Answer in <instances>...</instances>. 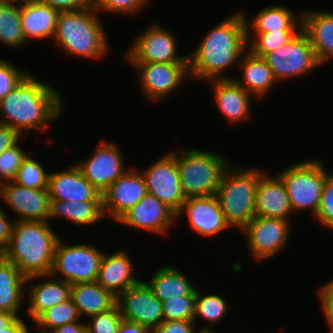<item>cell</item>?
<instances>
[{"label":"cell","instance_id":"obj_54","mask_svg":"<svg viewBox=\"0 0 333 333\" xmlns=\"http://www.w3.org/2000/svg\"><path fill=\"white\" fill-rule=\"evenodd\" d=\"M25 333H30L29 328H27V330H26ZM36 333H50V332H45V331H42V330H37Z\"/></svg>","mask_w":333,"mask_h":333},{"label":"cell","instance_id":"obj_31","mask_svg":"<svg viewBox=\"0 0 333 333\" xmlns=\"http://www.w3.org/2000/svg\"><path fill=\"white\" fill-rule=\"evenodd\" d=\"M144 282L161 302L170 297L196 295L197 288L174 265L162 266L151 275L149 281Z\"/></svg>","mask_w":333,"mask_h":333},{"label":"cell","instance_id":"obj_16","mask_svg":"<svg viewBox=\"0 0 333 333\" xmlns=\"http://www.w3.org/2000/svg\"><path fill=\"white\" fill-rule=\"evenodd\" d=\"M0 199L17 213L14 221L49 222L51 198L48 189H28L13 181L7 182L0 185Z\"/></svg>","mask_w":333,"mask_h":333},{"label":"cell","instance_id":"obj_4","mask_svg":"<svg viewBox=\"0 0 333 333\" xmlns=\"http://www.w3.org/2000/svg\"><path fill=\"white\" fill-rule=\"evenodd\" d=\"M106 35L96 7L91 6L59 12L53 40L71 56L99 60L110 48Z\"/></svg>","mask_w":333,"mask_h":333},{"label":"cell","instance_id":"obj_37","mask_svg":"<svg viewBox=\"0 0 333 333\" xmlns=\"http://www.w3.org/2000/svg\"><path fill=\"white\" fill-rule=\"evenodd\" d=\"M13 182L28 189H48L49 172L38 160L27 155Z\"/></svg>","mask_w":333,"mask_h":333},{"label":"cell","instance_id":"obj_22","mask_svg":"<svg viewBox=\"0 0 333 333\" xmlns=\"http://www.w3.org/2000/svg\"><path fill=\"white\" fill-rule=\"evenodd\" d=\"M38 279H45V281L40 282L39 280V283L26 286L30 300L27 315L33 322L47 309L70 299L71 295V284L55 278L51 274L29 276L26 285L28 282Z\"/></svg>","mask_w":333,"mask_h":333},{"label":"cell","instance_id":"obj_30","mask_svg":"<svg viewBox=\"0 0 333 333\" xmlns=\"http://www.w3.org/2000/svg\"><path fill=\"white\" fill-rule=\"evenodd\" d=\"M70 298L81 318L106 312L112 309L117 302V297L96 281L71 285Z\"/></svg>","mask_w":333,"mask_h":333},{"label":"cell","instance_id":"obj_17","mask_svg":"<svg viewBox=\"0 0 333 333\" xmlns=\"http://www.w3.org/2000/svg\"><path fill=\"white\" fill-rule=\"evenodd\" d=\"M146 194L147 187L140 171L128 169L102 194L104 216L117 221Z\"/></svg>","mask_w":333,"mask_h":333},{"label":"cell","instance_id":"obj_26","mask_svg":"<svg viewBox=\"0 0 333 333\" xmlns=\"http://www.w3.org/2000/svg\"><path fill=\"white\" fill-rule=\"evenodd\" d=\"M302 29L306 32L321 65L333 59L332 12L326 9L302 11Z\"/></svg>","mask_w":333,"mask_h":333},{"label":"cell","instance_id":"obj_7","mask_svg":"<svg viewBox=\"0 0 333 333\" xmlns=\"http://www.w3.org/2000/svg\"><path fill=\"white\" fill-rule=\"evenodd\" d=\"M327 173L320 158L296 162L277 173L285 184L294 213L307 209L313 217L316 215Z\"/></svg>","mask_w":333,"mask_h":333},{"label":"cell","instance_id":"obj_8","mask_svg":"<svg viewBox=\"0 0 333 333\" xmlns=\"http://www.w3.org/2000/svg\"><path fill=\"white\" fill-rule=\"evenodd\" d=\"M62 240L55 246L50 274L71 285L95 282L104 251L88 243L66 245Z\"/></svg>","mask_w":333,"mask_h":333},{"label":"cell","instance_id":"obj_21","mask_svg":"<svg viewBox=\"0 0 333 333\" xmlns=\"http://www.w3.org/2000/svg\"><path fill=\"white\" fill-rule=\"evenodd\" d=\"M294 213L281 178L264 173L257 184L255 194V216L291 220Z\"/></svg>","mask_w":333,"mask_h":333},{"label":"cell","instance_id":"obj_2","mask_svg":"<svg viewBox=\"0 0 333 333\" xmlns=\"http://www.w3.org/2000/svg\"><path fill=\"white\" fill-rule=\"evenodd\" d=\"M62 98L56 87L29 73L0 100V124L11 127L21 135L25 133V137L33 131H46L62 116Z\"/></svg>","mask_w":333,"mask_h":333},{"label":"cell","instance_id":"obj_40","mask_svg":"<svg viewBox=\"0 0 333 333\" xmlns=\"http://www.w3.org/2000/svg\"><path fill=\"white\" fill-rule=\"evenodd\" d=\"M87 333H118L123 317L116 304L112 309L88 317Z\"/></svg>","mask_w":333,"mask_h":333},{"label":"cell","instance_id":"obj_43","mask_svg":"<svg viewBox=\"0 0 333 333\" xmlns=\"http://www.w3.org/2000/svg\"><path fill=\"white\" fill-rule=\"evenodd\" d=\"M30 72L0 58V100L5 98Z\"/></svg>","mask_w":333,"mask_h":333},{"label":"cell","instance_id":"obj_42","mask_svg":"<svg viewBox=\"0 0 333 333\" xmlns=\"http://www.w3.org/2000/svg\"><path fill=\"white\" fill-rule=\"evenodd\" d=\"M149 0H95L96 10L114 14H139Z\"/></svg>","mask_w":333,"mask_h":333},{"label":"cell","instance_id":"obj_47","mask_svg":"<svg viewBox=\"0 0 333 333\" xmlns=\"http://www.w3.org/2000/svg\"><path fill=\"white\" fill-rule=\"evenodd\" d=\"M18 131L11 127L0 124V155L6 150L16 145L22 138Z\"/></svg>","mask_w":333,"mask_h":333},{"label":"cell","instance_id":"obj_38","mask_svg":"<svg viewBox=\"0 0 333 333\" xmlns=\"http://www.w3.org/2000/svg\"><path fill=\"white\" fill-rule=\"evenodd\" d=\"M196 295L170 297L162 302L164 320H193Z\"/></svg>","mask_w":333,"mask_h":333},{"label":"cell","instance_id":"obj_52","mask_svg":"<svg viewBox=\"0 0 333 333\" xmlns=\"http://www.w3.org/2000/svg\"><path fill=\"white\" fill-rule=\"evenodd\" d=\"M17 317L19 315L0 311V332L3 331V328L8 327Z\"/></svg>","mask_w":333,"mask_h":333},{"label":"cell","instance_id":"obj_13","mask_svg":"<svg viewBox=\"0 0 333 333\" xmlns=\"http://www.w3.org/2000/svg\"><path fill=\"white\" fill-rule=\"evenodd\" d=\"M141 174L147 187V193L154 195L176 213L186 198L182 192L174 153L167 152L146 167V170H141Z\"/></svg>","mask_w":333,"mask_h":333},{"label":"cell","instance_id":"obj_50","mask_svg":"<svg viewBox=\"0 0 333 333\" xmlns=\"http://www.w3.org/2000/svg\"><path fill=\"white\" fill-rule=\"evenodd\" d=\"M118 333H153L147 327L141 326L138 323L122 320Z\"/></svg>","mask_w":333,"mask_h":333},{"label":"cell","instance_id":"obj_3","mask_svg":"<svg viewBox=\"0 0 333 333\" xmlns=\"http://www.w3.org/2000/svg\"><path fill=\"white\" fill-rule=\"evenodd\" d=\"M44 221H15L7 247L0 254L25 276L50 274L60 236Z\"/></svg>","mask_w":333,"mask_h":333},{"label":"cell","instance_id":"obj_36","mask_svg":"<svg viewBox=\"0 0 333 333\" xmlns=\"http://www.w3.org/2000/svg\"><path fill=\"white\" fill-rule=\"evenodd\" d=\"M299 32L300 31H269L261 34H253V38H251V35L246 34L247 47L252 54L264 58L267 54L288 43Z\"/></svg>","mask_w":333,"mask_h":333},{"label":"cell","instance_id":"obj_44","mask_svg":"<svg viewBox=\"0 0 333 333\" xmlns=\"http://www.w3.org/2000/svg\"><path fill=\"white\" fill-rule=\"evenodd\" d=\"M318 298L321 302V308L324 318H326L329 328L333 327V279L327 284L321 286L318 290Z\"/></svg>","mask_w":333,"mask_h":333},{"label":"cell","instance_id":"obj_20","mask_svg":"<svg viewBox=\"0 0 333 333\" xmlns=\"http://www.w3.org/2000/svg\"><path fill=\"white\" fill-rule=\"evenodd\" d=\"M48 191L51 200L64 202L102 201V194L73 165L61 171H49Z\"/></svg>","mask_w":333,"mask_h":333},{"label":"cell","instance_id":"obj_5","mask_svg":"<svg viewBox=\"0 0 333 333\" xmlns=\"http://www.w3.org/2000/svg\"><path fill=\"white\" fill-rule=\"evenodd\" d=\"M234 166L225 170L216 196L228 224L241 231L255 217L256 187L265 171Z\"/></svg>","mask_w":333,"mask_h":333},{"label":"cell","instance_id":"obj_9","mask_svg":"<svg viewBox=\"0 0 333 333\" xmlns=\"http://www.w3.org/2000/svg\"><path fill=\"white\" fill-rule=\"evenodd\" d=\"M264 59L279 83L298 76L301 78L321 65L303 29L288 43L267 54Z\"/></svg>","mask_w":333,"mask_h":333},{"label":"cell","instance_id":"obj_34","mask_svg":"<svg viewBox=\"0 0 333 333\" xmlns=\"http://www.w3.org/2000/svg\"><path fill=\"white\" fill-rule=\"evenodd\" d=\"M229 307L227 300L222 296L217 294L202 295L200 291L196 289L195 316L193 321L196 323L197 319H202V321L208 323L200 330H213L211 329V325L214 326L222 321V319L227 316Z\"/></svg>","mask_w":333,"mask_h":333},{"label":"cell","instance_id":"obj_48","mask_svg":"<svg viewBox=\"0 0 333 333\" xmlns=\"http://www.w3.org/2000/svg\"><path fill=\"white\" fill-rule=\"evenodd\" d=\"M3 207H0V254L2 251L7 247L13 225L15 221H10V218L7 217L6 213L1 209Z\"/></svg>","mask_w":333,"mask_h":333},{"label":"cell","instance_id":"obj_14","mask_svg":"<svg viewBox=\"0 0 333 333\" xmlns=\"http://www.w3.org/2000/svg\"><path fill=\"white\" fill-rule=\"evenodd\" d=\"M86 161L76 164L86 180L101 194L128 169L117 144L102 140Z\"/></svg>","mask_w":333,"mask_h":333},{"label":"cell","instance_id":"obj_45","mask_svg":"<svg viewBox=\"0 0 333 333\" xmlns=\"http://www.w3.org/2000/svg\"><path fill=\"white\" fill-rule=\"evenodd\" d=\"M193 320H164L153 333H198Z\"/></svg>","mask_w":333,"mask_h":333},{"label":"cell","instance_id":"obj_51","mask_svg":"<svg viewBox=\"0 0 333 333\" xmlns=\"http://www.w3.org/2000/svg\"><path fill=\"white\" fill-rule=\"evenodd\" d=\"M28 326L19 316L8 327L3 328L0 333H25Z\"/></svg>","mask_w":333,"mask_h":333},{"label":"cell","instance_id":"obj_10","mask_svg":"<svg viewBox=\"0 0 333 333\" xmlns=\"http://www.w3.org/2000/svg\"><path fill=\"white\" fill-rule=\"evenodd\" d=\"M143 31L125 52L129 63L188 62V56L178 55L176 35L158 21L151 22Z\"/></svg>","mask_w":333,"mask_h":333},{"label":"cell","instance_id":"obj_53","mask_svg":"<svg viewBox=\"0 0 333 333\" xmlns=\"http://www.w3.org/2000/svg\"><path fill=\"white\" fill-rule=\"evenodd\" d=\"M198 333H214L213 330H199Z\"/></svg>","mask_w":333,"mask_h":333},{"label":"cell","instance_id":"obj_24","mask_svg":"<svg viewBox=\"0 0 333 333\" xmlns=\"http://www.w3.org/2000/svg\"><path fill=\"white\" fill-rule=\"evenodd\" d=\"M209 82L214 93L213 99L226 120L235 124L251 118V98L254 96L249 94L234 79Z\"/></svg>","mask_w":333,"mask_h":333},{"label":"cell","instance_id":"obj_35","mask_svg":"<svg viewBox=\"0 0 333 333\" xmlns=\"http://www.w3.org/2000/svg\"><path fill=\"white\" fill-rule=\"evenodd\" d=\"M81 317L70 298L44 311L34 322L39 330L51 332L59 326L80 321Z\"/></svg>","mask_w":333,"mask_h":333},{"label":"cell","instance_id":"obj_46","mask_svg":"<svg viewBox=\"0 0 333 333\" xmlns=\"http://www.w3.org/2000/svg\"><path fill=\"white\" fill-rule=\"evenodd\" d=\"M59 12L77 11L95 6V0H42Z\"/></svg>","mask_w":333,"mask_h":333},{"label":"cell","instance_id":"obj_19","mask_svg":"<svg viewBox=\"0 0 333 333\" xmlns=\"http://www.w3.org/2000/svg\"><path fill=\"white\" fill-rule=\"evenodd\" d=\"M183 214L187 215L188 226L203 237H214L231 228L216 195L187 198L176 212L177 221Z\"/></svg>","mask_w":333,"mask_h":333},{"label":"cell","instance_id":"obj_27","mask_svg":"<svg viewBox=\"0 0 333 333\" xmlns=\"http://www.w3.org/2000/svg\"><path fill=\"white\" fill-rule=\"evenodd\" d=\"M238 65L242 73L240 77L233 76V79L254 98H264L277 82L266 60L249 50L244 52Z\"/></svg>","mask_w":333,"mask_h":333},{"label":"cell","instance_id":"obj_41","mask_svg":"<svg viewBox=\"0 0 333 333\" xmlns=\"http://www.w3.org/2000/svg\"><path fill=\"white\" fill-rule=\"evenodd\" d=\"M315 217L322 226L333 230V173L331 172L326 175L320 205Z\"/></svg>","mask_w":333,"mask_h":333},{"label":"cell","instance_id":"obj_32","mask_svg":"<svg viewBox=\"0 0 333 333\" xmlns=\"http://www.w3.org/2000/svg\"><path fill=\"white\" fill-rule=\"evenodd\" d=\"M62 217L68 219L76 226H92L97 222L102 221L104 216L103 202L102 201H61L51 200V212L49 222L51 219Z\"/></svg>","mask_w":333,"mask_h":333},{"label":"cell","instance_id":"obj_18","mask_svg":"<svg viewBox=\"0 0 333 333\" xmlns=\"http://www.w3.org/2000/svg\"><path fill=\"white\" fill-rule=\"evenodd\" d=\"M131 229L145 230L152 234H168L175 225L176 213L154 195L147 193L134 207L129 209L118 220Z\"/></svg>","mask_w":333,"mask_h":333},{"label":"cell","instance_id":"obj_28","mask_svg":"<svg viewBox=\"0 0 333 333\" xmlns=\"http://www.w3.org/2000/svg\"><path fill=\"white\" fill-rule=\"evenodd\" d=\"M295 13L285 7V5H272L260 9L259 12L248 20L243 12L246 23V34H261L269 31H301L302 13L295 17Z\"/></svg>","mask_w":333,"mask_h":333},{"label":"cell","instance_id":"obj_1","mask_svg":"<svg viewBox=\"0 0 333 333\" xmlns=\"http://www.w3.org/2000/svg\"><path fill=\"white\" fill-rule=\"evenodd\" d=\"M230 14L206 32L198 47L188 56L189 77L203 82L233 79L225 71L238 65L248 50L243 11ZM238 62V63H237Z\"/></svg>","mask_w":333,"mask_h":333},{"label":"cell","instance_id":"obj_15","mask_svg":"<svg viewBox=\"0 0 333 333\" xmlns=\"http://www.w3.org/2000/svg\"><path fill=\"white\" fill-rule=\"evenodd\" d=\"M116 304L124 320L138 323L152 332L164 321L162 302L142 280L121 293Z\"/></svg>","mask_w":333,"mask_h":333},{"label":"cell","instance_id":"obj_23","mask_svg":"<svg viewBox=\"0 0 333 333\" xmlns=\"http://www.w3.org/2000/svg\"><path fill=\"white\" fill-rule=\"evenodd\" d=\"M131 260L127 251L122 249L111 255L104 253L96 282L118 297L126 289L141 281L137 279V275L134 277V266Z\"/></svg>","mask_w":333,"mask_h":333},{"label":"cell","instance_id":"obj_25","mask_svg":"<svg viewBox=\"0 0 333 333\" xmlns=\"http://www.w3.org/2000/svg\"><path fill=\"white\" fill-rule=\"evenodd\" d=\"M59 11L42 0H20V17L26 41L53 38Z\"/></svg>","mask_w":333,"mask_h":333},{"label":"cell","instance_id":"obj_12","mask_svg":"<svg viewBox=\"0 0 333 333\" xmlns=\"http://www.w3.org/2000/svg\"><path fill=\"white\" fill-rule=\"evenodd\" d=\"M135 68L141 92L149 101L166 99L179 89V86L190 79L188 62L174 63H129ZM186 78V79H185Z\"/></svg>","mask_w":333,"mask_h":333},{"label":"cell","instance_id":"obj_39","mask_svg":"<svg viewBox=\"0 0 333 333\" xmlns=\"http://www.w3.org/2000/svg\"><path fill=\"white\" fill-rule=\"evenodd\" d=\"M19 141L16 145L9 149H6L0 155V185L7 182H12L17 174V171L22 164V161L27 157V153L24 152L22 146L19 145Z\"/></svg>","mask_w":333,"mask_h":333},{"label":"cell","instance_id":"obj_33","mask_svg":"<svg viewBox=\"0 0 333 333\" xmlns=\"http://www.w3.org/2000/svg\"><path fill=\"white\" fill-rule=\"evenodd\" d=\"M0 43L14 49L28 44L21 24L20 0H0Z\"/></svg>","mask_w":333,"mask_h":333},{"label":"cell","instance_id":"obj_29","mask_svg":"<svg viewBox=\"0 0 333 333\" xmlns=\"http://www.w3.org/2000/svg\"><path fill=\"white\" fill-rule=\"evenodd\" d=\"M26 280L12 262L0 255V311L19 315L25 302Z\"/></svg>","mask_w":333,"mask_h":333},{"label":"cell","instance_id":"obj_49","mask_svg":"<svg viewBox=\"0 0 333 333\" xmlns=\"http://www.w3.org/2000/svg\"><path fill=\"white\" fill-rule=\"evenodd\" d=\"M50 333H87V326L86 323L76 321L73 323L65 324L63 326H59L52 330Z\"/></svg>","mask_w":333,"mask_h":333},{"label":"cell","instance_id":"obj_11","mask_svg":"<svg viewBox=\"0 0 333 333\" xmlns=\"http://www.w3.org/2000/svg\"><path fill=\"white\" fill-rule=\"evenodd\" d=\"M289 220L255 216L240 232L245 235L254 260L272 258L288 245L291 235Z\"/></svg>","mask_w":333,"mask_h":333},{"label":"cell","instance_id":"obj_6","mask_svg":"<svg viewBox=\"0 0 333 333\" xmlns=\"http://www.w3.org/2000/svg\"><path fill=\"white\" fill-rule=\"evenodd\" d=\"M185 198L216 195L221 178L230 166L222 154L195 148L173 152Z\"/></svg>","mask_w":333,"mask_h":333}]
</instances>
